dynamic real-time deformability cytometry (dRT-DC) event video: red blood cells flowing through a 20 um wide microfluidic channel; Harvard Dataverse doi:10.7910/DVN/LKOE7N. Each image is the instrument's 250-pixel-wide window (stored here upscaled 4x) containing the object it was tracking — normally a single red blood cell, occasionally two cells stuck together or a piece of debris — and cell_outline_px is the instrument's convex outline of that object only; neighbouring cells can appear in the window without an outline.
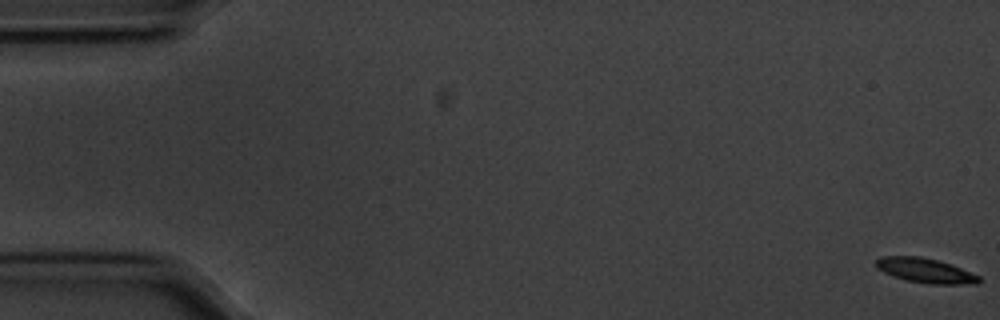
{"species": "common noctule bat (a hibernating species)", "species_latin": "Nyctalus noctula", "temperature_condition": "cold", "stored_images_in_passage": 57, "camera_frame_rate_fps": 3000, "um_per_image_px": 0.085, "animal": {"sex": "male", "body_mass_g": 20.1, "forearm_length_mm": 53.5}, "frame": {"image": 1, "passage_image": 1, "time_ms": 0.0, "image_size_px": [1000, 320], "cell_outline_px": [[980, 284], [932, 284], [908, 280], [884, 272], [876, 268], [876, 260], [880, 256], [920, 256], [952, 264], [980, 276]], "centroid_in_image_um": [78.69, 22.99], "position_along_channel_um": 6.3, "area_um2": 14.68}}
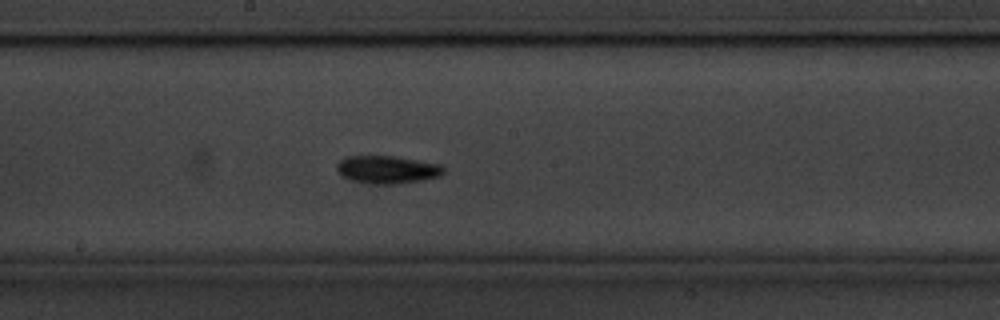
{"frame": {"image": 2, "passage_image": 31, "time_ms": 10.0, "image_size_px": [1000, 320], "cell_outline_px": [[444, 172], [440, 176], [400, 184], [376, 184], [352, 180], [340, 176], [336, 168], [336, 164], [340, 160], [348, 156], [392, 156], [440, 164], [444, 168]], "centroid_in_image_um": [32.89, 14.42], "position_along_channel_um": 215.3, "area_um2": 17.22}}
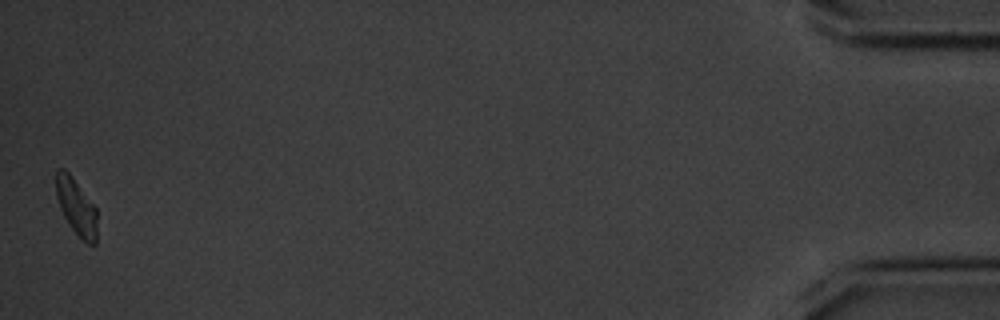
{"frame": {"image": 3, "passage_image": 57, "time_ms": 18.667, "image_size_px": [1000, 320], "cell_outline_px": [[96, 244], [88, 244], [80, 240], [68, 224], [60, 208], [56, 196], [56, 168], [64, 168], [72, 176], [96, 208]], "centroid_in_image_um": [6.47, 17.6], "position_along_channel_um": 428.7, "area_um2": 13.58}, "authors_computed_cell_mechanics": {"area_um2": 14.7968, "velocity_mm_per_s": 3.5285, "shape_relaxation_time_tau1_ms": 1.7909, "shape_relaxation_time_tau2_ms": null, "deformation_change_tau1": 0.1061, "deformation_change_tau2": null}}